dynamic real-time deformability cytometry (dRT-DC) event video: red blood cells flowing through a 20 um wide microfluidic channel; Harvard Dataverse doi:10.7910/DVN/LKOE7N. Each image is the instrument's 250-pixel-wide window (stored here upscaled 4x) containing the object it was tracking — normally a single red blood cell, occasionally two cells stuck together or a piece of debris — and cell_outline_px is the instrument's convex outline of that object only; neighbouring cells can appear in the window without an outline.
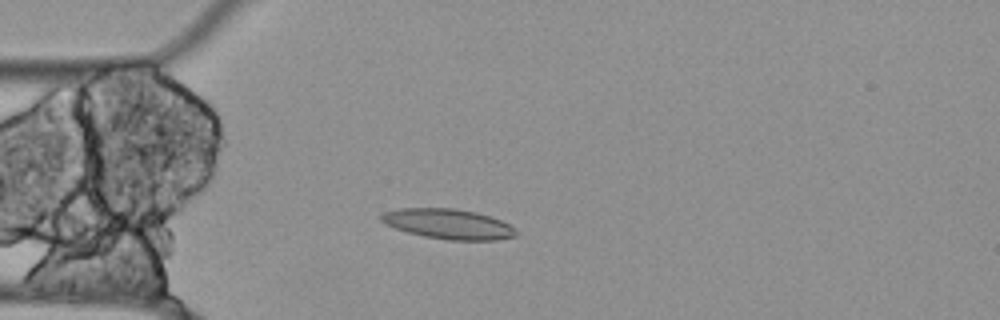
{"species": "Egyptian fruit bat (a non-hibernating species)", "species_latin": "Rousettus aegyptiacus", "temperature_condition": "cold", "stored_images_in_passage": 41, "camera_frame_rate_fps": 3000, "um_per_image_px": 0.085, "animal": {"sex": "female"}, "frame": {"image": 1, "passage_image": 15, "time_ms": 4.667, "image_size_px": [1000, 320], "cell_outline_px": [[516, 236], [496, 240], [448, 240], [424, 236], [408, 232], [384, 224], [380, 220], [380, 216], [384, 212], [400, 208], [452, 208], [476, 212], [500, 220], [516, 228]], "centroid_in_image_um": [38.09, 19.04], "position_along_channel_um": 46.9, "area_um2": 23.52}}
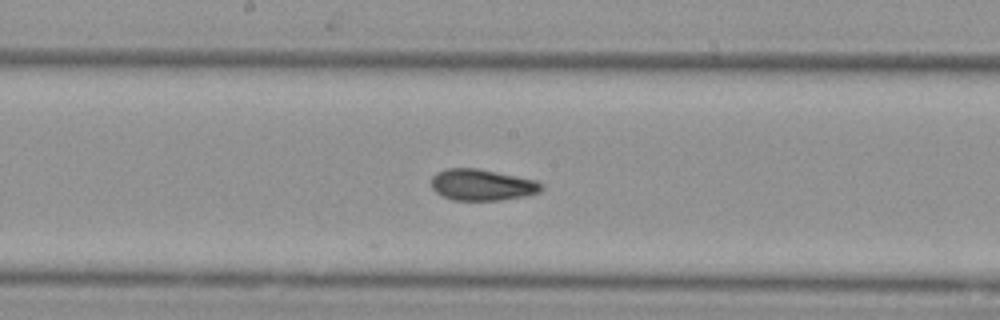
{"frame": {"image": 2, "passage_image": 29, "time_ms": 9.333, "image_size_px": [1000, 320], "cell_outline_px": [[544, 188], [540, 192], [524, 196], [500, 200], [452, 200], [436, 192], [432, 188], [432, 176], [436, 172], [448, 168], [476, 168], [536, 180], [544, 184]], "centroid_in_image_um": [40.99, 15.71], "position_along_channel_um": 207.2, "area_um2": 20.06}}
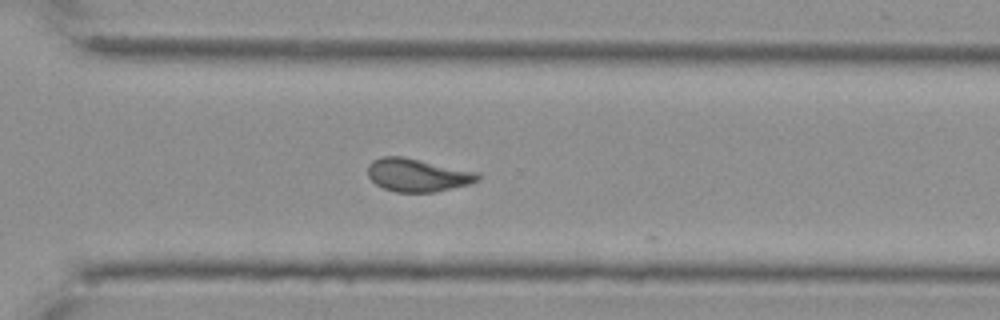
{"frame": {"image": 3, "passage_image": 40, "time_ms": 13.0, "image_size_px": [1000, 320], "cell_outline_px": [[480, 180], [472, 184], [436, 192], [396, 192], [384, 188], [376, 184], [368, 176], [368, 164], [372, 160], [380, 156], [404, 156], [476, 172], [480, 176]], "centroid_in_image_um": [35.49, 14.88], "position_along_channel_um": 335.1, "area_um2": 21.33}}